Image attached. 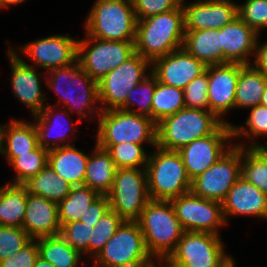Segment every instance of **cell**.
<instances>
[{"instance_id":"1","label":"cell","mask_w":267,"mask_h":267,"mask_svg":"<svg viewBox=\"0 0 267 267\" xmlns=\"http://www.w3.org/2000/svg\"><path fill=\"white\" fill-rule=\"evenodd\" d=\"M185 38L182 5L169 12L137 20L135 52L149 62L183 47Z\"/></svg>"},{"instance_id":"2","label":"cell","mask_w":267,"mask_h":267,"mask_svg":"<svg viewBox=\"0 0 267 267\" xmlns=\"http://www.w3.org/2000/svg\"><path fill=\"white\" fill-rule=\"evenodd\" d=\"M153 258L167 259L185 232L171 201L150 200L136 220Z\"/></svg>"},{"instance_id":"3","label":"cell","mask_w":267,"mask_h":267,"mask_svg":"<svg viewBox=\"0 0 267 267\" xmlns=\"http://www.w3.org/2000/svg\"><path fill=\"white\" fill-rule=\"evenodd\" d=\"M222 123L209 110L185 107L157 123V146L179 151L194 140L212 134Z\"/></svg>"},{"instance_id":"4","label":"cell","mask_w":267,"mask_h":267,"mask_svg":"<svg viewBox=\"0 0 267 267\" xmlns=\"http://www.w3.org/2000/svg\"><path fill=\"white\" fill-rule=\"evenodd\" d=\"M96 144L105 150L122 142L157 146V124L148 116L120 109L101 111Z\"/></svg>"},{"instance_id":"5","label":"cell","mask_w":267,"mask_h":267,"mask_svg":"<svg viewBox=\"0 0 267 267\" xmlns=\"http://www.w3.org/2000/svg\"><path fill=\"white\" fill-rule=\"evenodd\" d=\"M48 73H50L51 78L50 80L46 78L45 82L59 95V100L63 101L61 106H67L63 109H69L72 114L76 108V112L82 118L87 117V110H89L90 115L95 113L97 116L100 115L101 109L93 108L95 103L99 101L98 82L82 69L78 60L71 65L52 69ZM60 85H63V88ZM76 105L77 107H75Z\"/></svg>"},{"instance_id":"6","label":"cell","mask_w":267,"mask_h":267,"mask_svg":"<svg viewBox=\"0 0 267 267\" xmlns=\"http://www.w3.org/2000/svg\"><path fill=\"white\" fill-rule=\"evenodd\" d=\"M86 35L109 41H135L132 0H96L85 21Z\"/></svg>"},{"instance_id":"7","label":"cell","mask_w":267,"mask_h":267,"mask_svg":"<svg viewBox=\"0 0 267 267\" xmlns=\"http://www.w3.org/2000/svg\"><path fill=\"white\" fill-rule=\"evenodd\" d=\"M148 194L151 200L170 201L190 192L189 179L178 151L155 147L146 165Z\"/></svg>"},{"instance_id":"8","label":"cell","mask_w":267,"mask_h":267,"mask_svg":"<svg viewBox=\"0 0 267 267\" xmlns=\"http://www.w3.org/2000/svg\"><path fill=\"white\" fill-rule=\"evenodd\" d=\"M95 258L103 267H151L156 261L147 250L138 222L128 220L122 223Z\"/></svg>"},{"instance_id":"9","label":"cell","mask_w":267,"mask_h":267,"mask_svg":"<svg viewBox=\"0 0 267 267\" xmlns=\"http://www.w3.org/2000/svg\"><path fill=\"white\" fill-rule=\"evenodd\" d=\"M223 246L219 235L185 231L167 260L176 267H231L235 262Z\"/></svg>"},{"instance_id":"10","label":"cell","mask_w":267,"mask_h":267,"mask_svg":"<svg viewBox=\"0 0 267 267\" xmlns=\"http://www.w3.org/2000/svg\"><path fill=\"white\" fill-rule=\"evenodd\" d=\"M107 197L111 210L124 220L136 221L151 200L148 194L146 168L117 169Z\"/></svg>"},{"instance_id":"11","label":"cell","mask_w":267,"mask_h":267,"mask_svg":"<svg viewBox=\"0 0 267 267\" xmlns=\"http://www.w3.org/2000/svg\"><path fill=\"white\" fill-rule=\"evenodd\" d=\"M87 36L78 39L77 60L96 82L135 53L134 41H109Z\"/></svg>"},{"instance_id":"12","label":"cell","mask_w":267,"mask_h":267,"mask_svg":"<svg viewBox=\"0 0 267 267\" xmlns=\"http://www.w3.org/2000/svg\"><path fill=\"white\" fill-rule=\"evenodd\" d=\"M151 62L138 53H134L119 67L110 71L98 81L99 103H103L101 111L119 109L126 101L128 93L146 76L147 68L151 70Z\"/></svg>"},{"instance_id":"13","label":"cell","mask_w":267,"mask_h":267,"mask_svg":"<svg viewBox=\"0 0 267 267\" xmlns=\"http://www.w3.org/2000/svg\"><path fill=\"white\" fill-rule=\"evenodd\" d=\"M242 147L233 145L210 168L191 181L190 191L202 198L222 203L241 177Z\"/></svg>"},{"instance_id":"14","label":"cell","mask_w":267,"mask_h":267,"mask_svg":"<svg viewBox=\"0 0 267 267\" xmlns=\"http://www.w3.org/2000/svg\"><path fill=\"white\" fill-rule=\"evenodd\" d=\"M170 201L184 231L219 235L218 229L226 224L220 202L202 198L191 191Z\"/></svg>"},{"instance_id":"15","label":"cell","mask_w":267,"mask_h":267,"mask_svg":"<svg viewBox=\"0 0 267 267\" xmlns=\"http://www.w3.org/2000/svg\"><path fill=\"white\" fill-rule=\"evenodd\" d=\"M231 125L225 121L212 134L196 139L178 151L191 181L215 164L233 146L230 145L233 139Z\"/></svg>"},{"instance_id":"16","label":"cell","mask_w":267,"mask_h":267,"mask_svg":"<svg viewBox=\"0 0 267 267\" xmlns=\"http://www.w3.org/2000/svg\"><path fill=\"white\" fill-rule=\"evenodd\" d=\"M78 39L67 35H52L35 40L19 49L31 58L35 67L46 71L71 65L77 60Z\"/></svg>"},{"instance_id":"17","label":"cell","mask_w":267,"mask_h":267,"mask_svg":"<svg viewBox=\"0 0 267 267\" xmlns=\"http://www.w3.org/2000/svg\"><path fill=\"white\" fill-rule=\"evenodd\" d=\"M183 2L185 31L217 30L238 18V5L231 0Z\"/></svg>"},{"instance_id":"18","label":"cell","mask_w":267,"mask_h":267,"mask_svg":"<svg viewBox=\"0 0 267 267\" xmlns=\"http://www.w3.org/2000/svg\"><path fill=\"white\" fill-rule=\"evenodd\" d=\"M206 65L181 47L151 63V72L157 81L184 89L193 79L206 70Z\"/></svg>"},{"instance_id":"19","label":"cell","mask_w":267,"mask_h":267,"mask_svg":"<svg viewBox=\"0 0 267 267\" xmlns=\"http://www.w3.org/2000/svg\"><path fill=\"white\" fill-rule=\"evenodd\" d=\"M205 71L208 73L209 111L224 123L222 116L228 110L235 108V91L240 64L209 65Z\"/></svg>"},{"instance_id":"20","label":"cell","mask_w":267,"mask_h":267,"mask_svg":"<svg viewBox=\"0 0 267 267\" xmlns=\"http://www.w3.org/2000/svg\"><path fill=\"white\" fill-rule=\"evenodd\" d=\"M8 59L11 67V85L13 94L21 103L31 110L32 115L39 114L47 105L44 100L45 93L41 87L40 73L37 72L34 65L27 64L9 47ZM34 66V67H33Z\"/></svg>"},{"instance_id":"21","label":"cell","mask_w":267,"mask_h":267,"mask_svg":"<svg viewBox=\"0 0 267 267\" xmlns=\"http://www.w3.org/2000/svg\"><path fill=\"white\" fill-rule=\"evenodd\" d=\"M222 212L226 224L230 215L267 219V195L240 177L223 200Z\"/></svg>"},{"instance_id":"22","label":"cell","mask_w":267,"mask_h":267,"mask_svg":"<svg viewBox=\"0 0 267 267\" xmlns=\"http://www.w3.org/2000/svg\"><path fill=\"white\" fill-rule=\"evenodd\" d=\"M222 64H250L249 56L255 54L258 34L239 17L220 28Z\"/></svg>"},{"instance_id":"23","label":"cell","mask_w":267,"mask_h":267,"mask_svg":"<svg viewBox=\"0 0 267 267\" xmlns=\"http://www.w3.org/2000/svg\"><path fill=\"white\" fill-rule=\"evenodd\" d=\"M22 228L33 240L60 234L58 204L44 197L28 194Z\"/></svg>"},{"instance_id":"24","label":"cell","mask_w":267,"mask_h":267,"mask_svg":"<svg viewBox=\"0 0 267 267\" xmlns=\"http://www.w3.org/2000/svg\"><path fill=\"white\" fill-rule=\"evenodd\" d=\"M74 145L48 150L47 164L73 187L84 185L88 154Z\"/></svg>"},{"instance_id":"25","label":"cell","mask_w":267,"mask_h":267,"mask_svg":"<svg viewBox=\"0 0 267 267\" xmlns=\"http://www.w3.org/2000/svg\"><path fill=\"white\" fill-rule=\"evenodd\" d=\"M54 107L55 106L53 105H48V106L46 105L39 114L33 116L36 122V123L34 122V126L37 132L38 144L47 150L73 145L72 143L65 144V141L66 137L69 136L67 133L73 132V130L75 131L76 129V127L73 126V128L72 127L70 128L72 130L71 131L69 127L66 126V124L68 123H66L67 121H65V119H67L68 117L70 118V114L66 111V109L65 111L63 110L62 113L61 112L54 113L53 111L55 109ZM53 128L57 133V135L56 133L54 134L55 136L53 135L54 133ZM57 129L58 130L62 129V131L60 132ZM52 139L53 142L50 141Z\"/></svg>"},{"instance_id":"26","label":"cell","mask_w":267,"mask_h":267,"mask_svg":"<svg viewBox=\"0 0 267 267\" xmlns=\"http://www.w3.org/2000/svg\"><path fill=\"white\" fill-rule=\"evenodd\" d=\"M5 144V145H4ZM39 146L34 122L12 119L3 125L2 152L10 163L19 154H25Z\"/></svg>"},{"instance_id":"27","label":"cell","mask_w":267,"mask_h":267,"mask_svg":"<svg viewBox=\"0 0 267 267\" xmlns=\"http://www.w3.org/2000/svg\"><path fill=\"white\" fill-rule=\"evenodd\" d=\"M116 170L110 153L96 144L87 161L84 185L100 195H107L112 188Z\"/></svg>"},{"instance_id":"28","label":"cell","mask_w":267,"mask_h":267,"mask_svg":"<svg viewBox=\"0 0 267 267\" xmlns=\"http://www.w3.org/2000/svg\"><path fill=\"white\" fill-rule=\"evenodd\" d=\"M220 29L185 31L183 48L206 66L222 64Z\"/></svg>"},{"instance_id":"29","label":"cell","mask_w":267,"mask_h":267,"mask_svg":"<svg viewBox=\"0 0 267 267\" xmlns=\"http://www.w3.org/2000/svg\"><path fill=\"white\" fill-rule=\"evenodd\" d=\"M267 86V76L251 64H240V73L235 91V109L253 108L260 105Z\"/></svg>"},{"instance_id":"30","label":"cell","mask_w":267,"mask_h":267,"mask_svg":"<svg viewBox=\"0 0 267 267\" xmlns=\"http://www.w3.org/2000/svg\"><path fill=\"white\" fill-rule=\"evenodd\" d=\"M21 185L26 189L27 194L44 197L57 204L70 193L73 187L57 175L48 164L36 176L28 177Z\"/></svg>"},{"instance_id":"31","label":"cell","mask_w":267,"mask_h":267,"mask_svg":"<svg viewBox=\"0 0 267 267\" xmlns=\"http://www.w3.org/2000/svg\"><path fill=\"white\" fill-rule=\"evenodd\" d=\"M27 192L21 184L0 187V225L21 227L25 217Z\"/></svg>"},{"instance_id":"32","label":"cell","mask_w":267,"mask_h":267,"mask_svg":"<svg viewBox=\"0 0 267 267\" xmlns=\"http://www.w3.org/2000/svg\"><path fill=\"white\" fill-rule=\"evenodd\" d=\"M39 256L54 267H76L81 253L70 246L60 235L36 239Z\"/></svg>"},{"instance_id":"33","label":"cell","mask_w":267,"mask_h":267,"mask_svg":"<svg viewBox=\"0 0 267 267\" xmlns=\"http://www.w3.org/2000/svg\"><path fill=\"white\" fill-rule=\"evenodd\" d=\"M99 196V193L85 185L72 187L70 193L58 203L60 225L80 221L81 215Z\"/></svg>"},{"instance_id":"34","label":"cell","mask_w":267,"mask_h":267,"mask_svg":"<svg viewBox=\"0 0 267 267\" xmlns=\"http://www.w3.org/2000/svg\"><path fill=\"white\" fill-rule=\"evenodd\" d=\"M241 177L267 195V147H242Z\"/></svg>"},{"instance_id":"35","label":"cell","mask_w":267,"mask_h":267,"mask_svg":"<svg viewBox=\"0 0 267 267\" xmlns=\"http://www.w3.org/2000/svg\"><path fill=\"white\" fill-rule=\"evenodd\" d=\"M183 108H185L183 90L157 81L152 98L151 119L157 124Z\"/></svg>"},{"instance_id":"36","label":"cell","mask_w":267,"mask_h":267,"mask_svg":"<svg viewBox=\"0 0 267 267\" xmlns=\"http://www.w3.org/2000/svg\"><path fill=\"white\" fill-rule=\"evenodd\" d=\"M149 71L150 72L147 73L149 75H147L137 86L129 91L125 103L119 108L120 110L145 115L151 118L152 98L157 84V77L150 69ZM137 104L138 108L132 110Z\"/></svg>"},{"instance_id":"37","label":"cell","mask_w":267,"mask_h":267,"mask_svg":"<svg viewBox=\"0 0 267 267\" xmlns=\"http://www.w3.org/2000/svg\"><path fill=\"white\" fill-rule=\"evenodd\" d=\"M48 162V150L40 145L28 153L19 154L10 163L12 169L16 171L13 184H21L28 177L36 176Z\"/></svg>"},{"instance_id":"38","label":"cell","mask_w":267,"mask_h":267,"mask_svg":"<svg viewBox=\"0 0 267 267\" xmlns=\"http://www.w3.org/2000/svg\"><path fill=\"white\" fill-rule=\"evenodd\" d=\"M125 220L109 209L93 227L89 241V256L95 257Z\"/></svg>"},{"instance_id":"39","label":"cell","mask_w":267,"mask_h":267,"mask_svg":"<svg viewBox=\"0 0 267 267\" xmlns=\"http://www.w3.org/2000/svg\"><path fill=\"white\" fill-rule=\"evenodd\" d=\"M250 115L246 119V126L249 128L246 129L244 125L237 127L236 125H231L232 128V137L237 139V137L246 136L247 138H254L258 136H266L267 137V107L262 105L254 106L250 109ZM252 145L245 146L246 144L236 143L239 147H267L266 143L259 145L255 141L251 143Z\"/></svg>"},{"instance_id":"40","label":"cell","mask_w":267,"mask_h":267,"mask_svg":"<svg viewBox=\"0 0 267 267\" xmlns=\"http://www.w3.org/2000/svg\"><path fill=\"white\" fill-rule=\"evenodd\" d=\"M107 151L110 153L117 169L146 168L149 154L141 144L122 142L112 145Z\"/></svg>"},{"instance_id":"41","label":"cell","mask_w":267,"mask_h":267,"mask_svg":"<svg viewBox=\"0 0 267 267\" xmlns=\"http://www.w3.org/2000/svg\"><path fill=\"white\" fill-rule=\"evenodd\" d=\"M31 240L21 227L0 225V262L19 253Z\"/></svg>"},{"instance_id":"42","label":"cell","mask_w":267,"mask_h":267,"mask_svg":"<svg viewBox=\"0 0 267 267\" xmlns=\"http://www.w3.org/2000/svg\"><path fill=\"white\" fill-rule=\"evenodd\" d=\"M238 17L258 35L261 29L267 28V0H246L238 4Z\"/></svg>"},{"instance_id":"43","label":"cell","mask_w":267,"mask_h":267,"mask_svg":"<svg viewBox=\"0 0 267 267\" xmlns=\"http://www.w3.org/2000/svg\"><path fill=\"white\" fill-rule=\"evenodd\" d=\"M93 226L81 221L70 222L61 226L60 235L65 241L81 254H89V241Z\"/></svg>"},{"instance_id":"44","label":"cell","mask_w":267,"mask_h":267,"mask_svg":"<svg viewBox=\"0 0 267 267\" xmlns=\"http://www.w3.org/2000/svg\"><path fill=\"white\" fill-rule=\"evenodd\" d=\"M186 108L209 110L208 101V73L205 71L193 79L184 89Z\"/></svg>"},{"instance_id":"45","label":"cell","mask_w":267,"mask_h":267,"mask_svg":"<svg viewBox=\"0 0 267 267\" xmlns=\"http://www.w3.org/2000/svg\"><path fill=\"white\" fill-rule=\"evenodd\" d=\"M137 20L175 10L182 0H132Z\"/></svg>"},{"instance_id":"46","label":"cell","mask_w":267,"mask_h":267,"mask_svg":"<svg viewBox=\"0 0 267 267\" xmlns=\"http://www.w3.org/2000/svg\"><path fill=\"white\" fill-rule=\"evenodd\" d=\"M39 257L36 240H31L19 253L0 262V267H34Z\"/></svg>"},{"instance_id":"47","label":"cell","mask_w":267,"mask_h":267,"mask_svg":"<svg viewBox=\"0 0 267 267\" xmlns=\"http://www.w3.org/2000/svg\"><path fill=\"white\" fill-rule=\"evenodd\" d=\"M110 209V203L107 195H100L88 208L84 215H81L80 221L96 225L98 220Z\"/></svg>"},{"instance_id":"48","label":"cell","mask_w":267,"mask_h":267,"mask_svg":"<svg viewBox=\"0 0 267 267\" xmlns=\"http://www.w3.org/2000/svg\"><path fill=\"white\" fill-rule=\"evenodd\" d=\"M258 39L256 41L255 58L252 63L256 68L261 70L267 76V42L259 46Z\"/></svg>"},{"instance_id":"49","label":"cell","mask_w":267,"mask_h":267,"mask_svg":"<svg viewBox=\"0 0 267 267\" xmlns=\"http://www.w3.org/2000/svg\"><path fill=\"white\" fill-rule=\"evenodd\" d=\"M23 1H25V0H0V9L1 8H3L4 9V7H8V6H10V5H15V4H20V3H22Z\"/></svg>"},{"instance_id":"50","label":"cell","mask_w":267,"mask_h":267,"mask_svg":"<svg viewBox=\"0 0 267 267\" xmlns=\"http://www.w3.org/2000/svg\"><path fill=\"white\" fill-rule=\"evenodd\" d=\"M34 267H54V266L39 256L38 259L36 260Z\"/></svg>"},{"instance_id":"51","label":"cell","mask_w":267,"mask_h":267,"mask_svg":"<svg viewBox=\"0 0 267 267\" xmlns=\"http://www.w3.org/2000/svg\"><path fill=\"white\" fill-rule=\"evenodd\" d=\"M156 263L158 262V264H154V267H176L174 266L172 263H170L167 259H158L157 261H155ZM156 265V266H155Z\"/></svg>"},{"instance_id":"52","label":"cell","mask_w":267,"mask_h":267,"mask_svg":"<svg viewBox=\"0 0 267 267\" xmlns=\"http://www.w3.org/2000/svg\"><path fill=\"white\" fill-rule=\"evenodd\" d=\"M260 105L264 106V107H267V86L263 92V95H262V99H261V102H260Z\"/></svg>"},{"instance_id":"53","label":"cell","mask_w":267,"mask_h":267,"mask_svg":"<svg viewBox=\"0 0 267 267\" xmlns=\"http://www.w3.org/2000/svg\"><path fill=\"white\" fill-rule=\"evenodd\" d=\"M93 259H94L93 267H103L101 263L95 257H93ZM78 264L79 262L77 263L76 267L78 266Z\"/></svg>"},{"instance_id":"54","label":"cell","mask_w":267,"mask_h":267,"mask_svg":"<svg viewBox=\"0 0 267 267\" xmlns=\"http://www.w3.org/2000/svg\"><path fill=\"white\" fill-rule=\"evenodd\" d=\"M2 131H3V126L0 125V153L2 152Z\"/></svg>"}]
</instances>
